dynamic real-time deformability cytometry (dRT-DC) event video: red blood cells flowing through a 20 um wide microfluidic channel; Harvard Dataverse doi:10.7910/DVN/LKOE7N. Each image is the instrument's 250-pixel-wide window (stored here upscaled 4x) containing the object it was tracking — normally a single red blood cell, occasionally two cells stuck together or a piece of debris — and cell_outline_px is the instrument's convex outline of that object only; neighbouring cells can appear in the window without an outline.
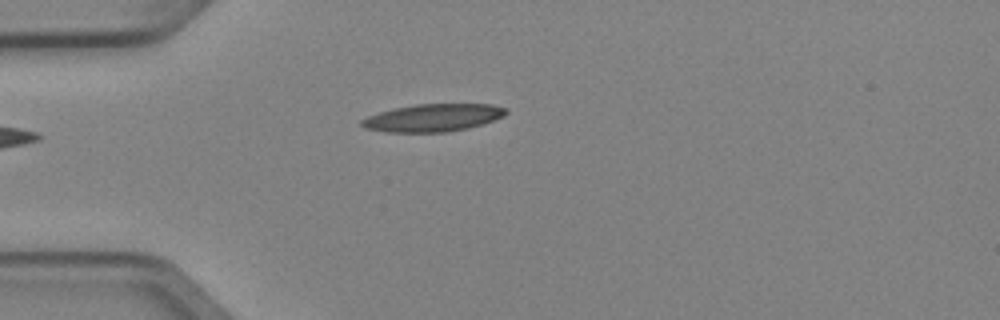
{"species": "Egyptian fruit bat (a non-hibernating species)", "species_latin": "Rousettus aegyptiacus", "temperature_condition": "cold", "stored_images_in_passage": 4, "camera_frame_rate_fps": 3000, "um_per_image_px": 0.085, "animal": {"sex": "female"}, "frame": {"image": 1, "passage_image": 4, "time_ms": 1.0, "image_size_px": [1000, 320], "cell_outline_px": [[508, 112], [504, 116], [468, 128], [444, 132], [384, 132], [364, 128], [360, 124], [360, 120], [368, 116], [392, 108], [416, 104], [492, 104], [508, 108]], "centroid_in_image_um": [36.78, 10.0], "position_along_channel_um": 48.2, "area_um2": 23.24}}